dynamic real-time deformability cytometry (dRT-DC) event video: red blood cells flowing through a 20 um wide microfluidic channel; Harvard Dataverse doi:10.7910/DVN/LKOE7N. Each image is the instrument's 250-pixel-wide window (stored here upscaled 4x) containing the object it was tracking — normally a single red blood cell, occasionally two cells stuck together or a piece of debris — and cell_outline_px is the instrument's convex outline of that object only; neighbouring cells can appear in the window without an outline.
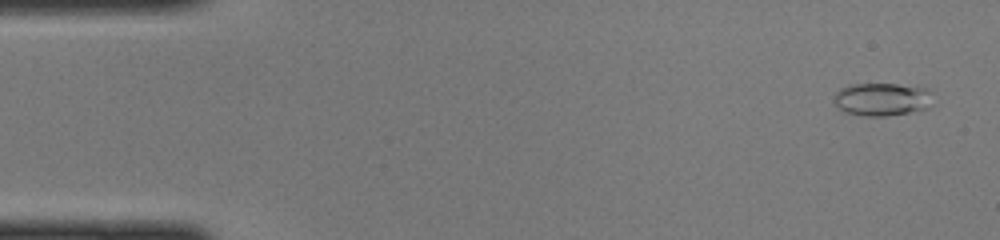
{"species": "common noctule bat (a hibernating species)", "species_latin": "Nyctalus noctula", "temperature_condition": "cold", "stored_images_in_passage": 46, "camera_frame_rate_fps": 3000, "um_per_image_px": 0.085, "animal": {"sex": "female", "body_mass_g": 22.0, "forearm_length_mm": 56.7}, "frame": {"image": 1, "passage_image": 2, "time_ms": 0.333, "image_size_px": [1000, 240], "cell_outline_px": [[932, 92], [928, 108], [888, 116], [864, 116], [844, 112], [832, 104], [832, 100], [836, 92], [840, 88], [848, 84], [896, 84], [928, 88]], "centroid_in_image_um": [74.9, 8.43], "position_along_channel_um": 10.1, "area_um2": 19.25}}
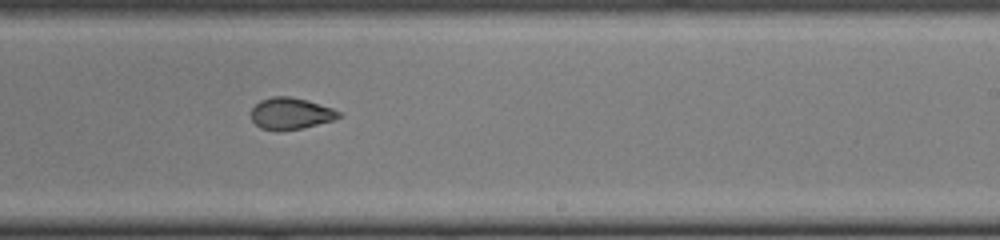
{"frame": {"image": 2, "passage_image": 28, "time_ms": 9.0, "image_size_px": [1000, 240], "cell_outline_px": [[340, 116], [332, 120], [304, 128], [280, 132], [276, 132], [260, 128], [252, 120], [252, 108], [260, 100], [272, 96], [288, 96], [308, 100], [332, 108], [340, 112]], "centroid_in_image_um": [24.68, 9.66], "position_along_channel_um": 264.3, "area_um2": 16.3}}
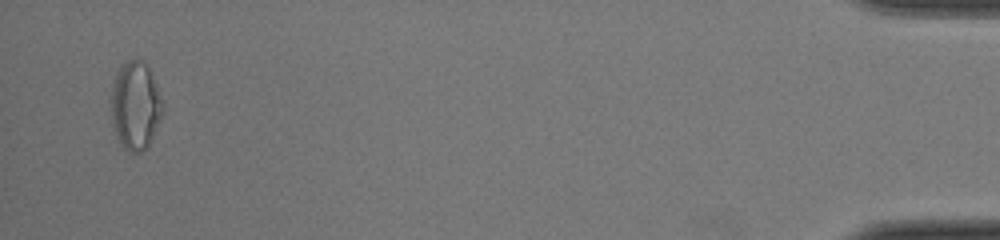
{"frame": {"image": 3, "passage_image": 45, "time_ms": 14.667, "image_size_px": [1000, 240], "cell_outline_px": [[164, 112], [148, 144], [140, 152], [128, 152], [120, 144], [112, 128], [112, 84], [116, 72], [128, 60], [136, 56], [144, 60], [152, 76], [160, 96], [164, 108]], "centroid_in_image_um": [11.5, 8.96], "position_along_channel_um": 423.7, "area_um2": 26.41}}